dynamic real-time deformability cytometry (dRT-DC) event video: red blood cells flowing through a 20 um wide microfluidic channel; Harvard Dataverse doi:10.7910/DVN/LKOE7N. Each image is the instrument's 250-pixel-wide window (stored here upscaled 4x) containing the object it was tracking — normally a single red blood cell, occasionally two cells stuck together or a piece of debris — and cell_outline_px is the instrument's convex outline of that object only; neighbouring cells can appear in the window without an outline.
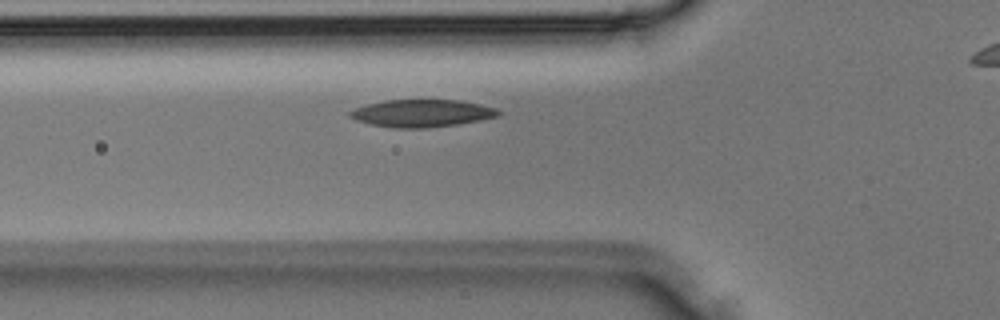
{"species": "Egyptian fruit bat (a non-hibernating species)", "species_latin": "Rousettus aegyptiacus", "temperature_condition": "room temperature", "stored_images_in_passage": 22, "camera_frame_rate_fps": 3000, "um_per_image_px": 0.085, "animal": {"sex": "male"}, "frame": {"image": 1, "passage_image": 2, "time_ms": 0.333, "image_size_px": [1000, 320], "cell_outline_px": [[504, 112], [496, 116], [480, 120], [456, 124], [424, 128], [392, 128], [372, 124], [356, 120], [348, 116], [348, 112], [356, 108], [368, 104], [384, 100], [460, 100], [480, 104], [496, 108]], "centroid_in_image_um": [35.86, 9.62], "position_along_channel_um": 89.9, "area_um2": 23.64}}
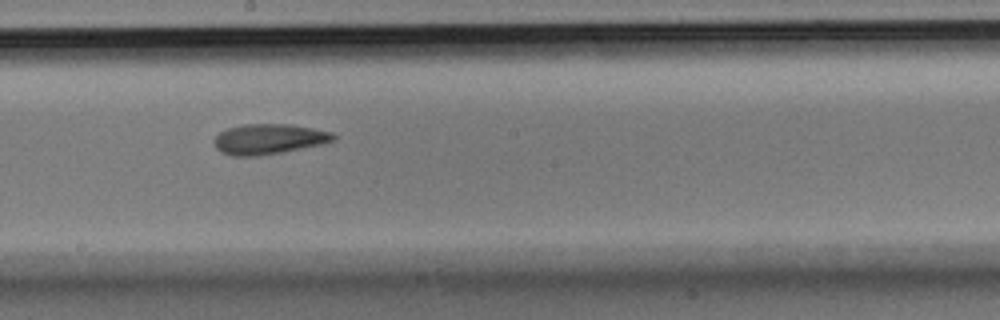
{"frame": {"image": 2, "passage_image": 10, "time_ms": 3.0, "image_size_px": [1000, 320], "cell_outline_px": [[336, 136], [332, 140], [320, 144], [280, 152], [256, 156], [232, 156], [220, 152], [216, 148], [216, 136], [220, 132], [228, 128], [244, 124], [292, 124], [332, 132]], "centroid_in_image_um": [22.82, 11.81], "position_along_channel_um": 225.4, "area_um2": 20.69}}
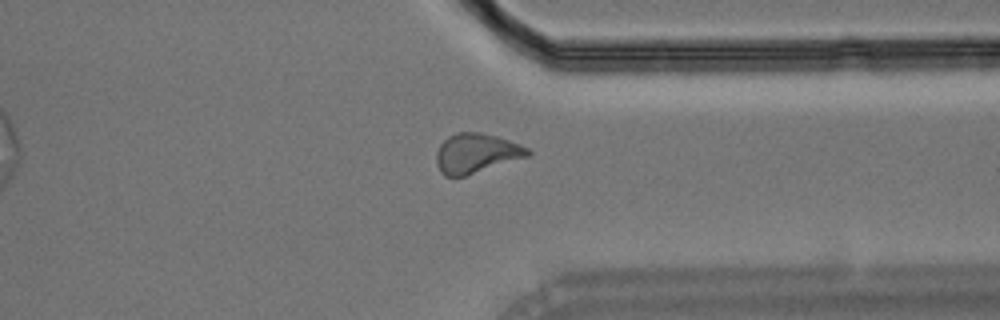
{"frame": {"image": 3, "passage_image": 18, "time_ms": 5.667, "image_size_px": [1000, 320], "cell_outline_px": [[532, 152], [528, 156], [464, 176], [444, 176], [440, 172], [436, 164], [436, 152], [440, 144], [448, 136], [456, 132], [480, 132], [496, 136], [520, 144], [528, 148]], "centroid_in_image_um": [40.45, 13.02], "position_along_channel_um": 371.0, "area_um2": 20.98}}